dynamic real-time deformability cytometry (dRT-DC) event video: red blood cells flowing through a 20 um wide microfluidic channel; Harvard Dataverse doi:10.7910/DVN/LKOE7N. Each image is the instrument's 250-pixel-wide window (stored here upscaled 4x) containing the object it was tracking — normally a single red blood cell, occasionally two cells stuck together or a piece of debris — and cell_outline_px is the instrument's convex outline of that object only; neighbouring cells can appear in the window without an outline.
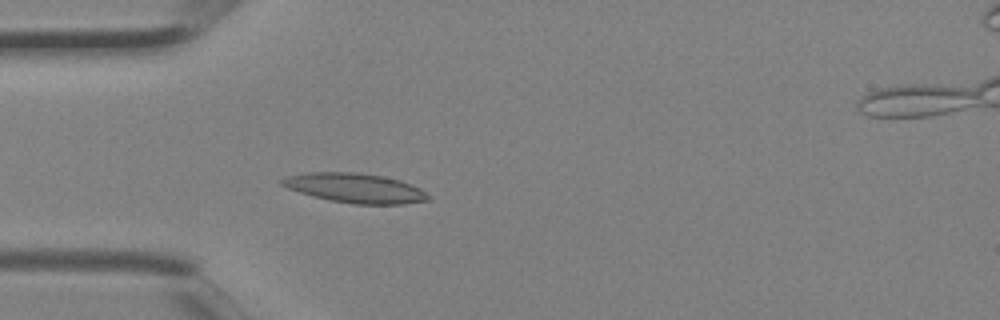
{"species": "Egyptian fruit bat (a non-hibernating species)", "species_latin": "Rousettus aegyptiacus", "temperature_condition": "room temperature", "stored_images_in_passage": 2, "camera_frame_rate_fps": 3000, "um_per_image_px": 0.085, "animal": {"sex": "female"}, "frame": {"image": 1, "passage_image": 2, "time_ms": 0.333, "image_size_px": [1000, 320], "cell_outline_px": [[428, 200], [404, 204], [352, 204], [328, 200], [312, 196], [288, 188], [280, 184], [280, 180], [288, 176], [304, 172], [352, 172], [380, 176], [400, 180], [420, 188], [428, 196]], "centroid_in_image_um": [30.14, 15.99], "position_along_channel_um": 54.9, "area_um2": 24.97}}